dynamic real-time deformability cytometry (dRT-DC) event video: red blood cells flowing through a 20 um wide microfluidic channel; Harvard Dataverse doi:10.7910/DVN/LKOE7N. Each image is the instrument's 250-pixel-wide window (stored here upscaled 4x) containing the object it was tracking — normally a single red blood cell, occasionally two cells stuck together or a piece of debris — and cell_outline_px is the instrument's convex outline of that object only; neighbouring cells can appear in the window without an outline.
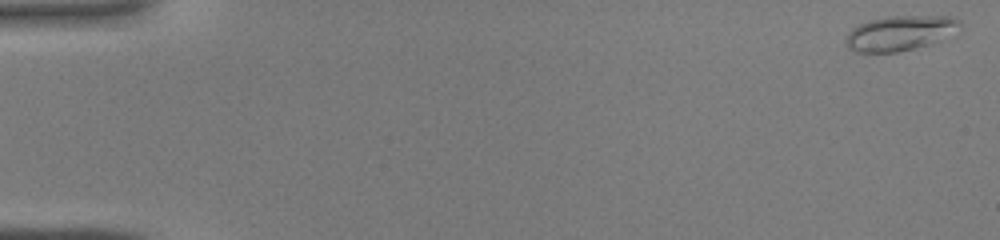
{"species": "common noctule bat (a hibernating species)", "species_latin": "Nyctalus noctula", "temperature_condition": "warm", "stored_images_in_passage": 37, "camera_frame_rate_fps": 3000, "um_per_image_px": 0.085, "animal": {"sex": "male", "body_mass_g": 19.0, "forearm_length_mm": 50.8}, "frame": {"image": 1, "passage_image": 1, "time_ms": 0.0, "image_size_px": [1000, 240], "cell_outline_px": [[960, 24], [932, 40], [916, 48], [896, 52], [852, 52], [848, 48], [844, 40], [848, 32], [856, 24], [888, 16], [948, 16], [960, 20]], "centroid_in_image_um": [76.28, 2.81], "position_along_channel_um": 8.7, "area_um2": 22.25}}